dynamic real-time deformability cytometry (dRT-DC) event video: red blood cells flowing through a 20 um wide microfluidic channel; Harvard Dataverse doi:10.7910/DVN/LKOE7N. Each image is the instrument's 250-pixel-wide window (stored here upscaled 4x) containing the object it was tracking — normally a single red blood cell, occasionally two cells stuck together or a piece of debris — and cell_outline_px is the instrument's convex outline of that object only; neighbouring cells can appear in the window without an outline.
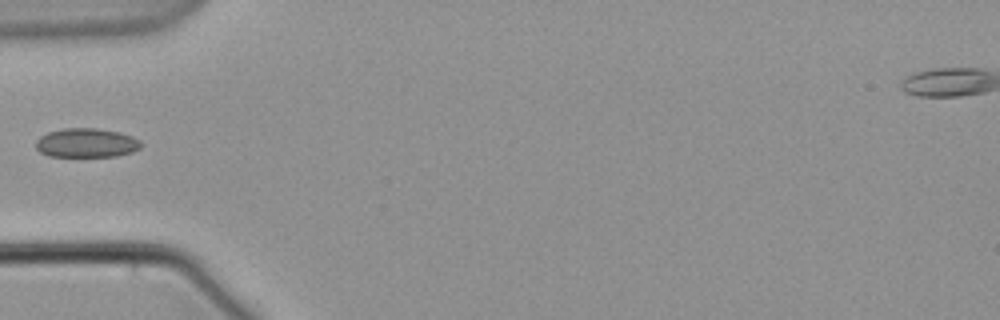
{"species": "common noctule bat (a hibernating species)", "species_latin": "Nyctalus noctula", "temperature_condition": "warm", "stored_images_in_passage": 1, "camera_frame_rate_fps": 3000, "um_per_image_px": 0.085, "animal": {"sex": "male", "body_mass_g": 21.5, "forearm_length_mm": 52.0}, "frame": {"image": 1, "passage_image": 1, "time_ms": 0.0, "image_size_px": [1000, 320], "cell_outline_px": [[140, 148], [132, 152], [116, 156], [48, 156], [40, 152], [36, 148], [36, 140], [40, 136], [48, 132], [64, 128], [96, 128], [120, 132], [132, 136], [140, 140]], "centroid_in_image_um": [7.34, 12.14], "position_along_channel_um": 77.7, "area_um2": 17.86}}